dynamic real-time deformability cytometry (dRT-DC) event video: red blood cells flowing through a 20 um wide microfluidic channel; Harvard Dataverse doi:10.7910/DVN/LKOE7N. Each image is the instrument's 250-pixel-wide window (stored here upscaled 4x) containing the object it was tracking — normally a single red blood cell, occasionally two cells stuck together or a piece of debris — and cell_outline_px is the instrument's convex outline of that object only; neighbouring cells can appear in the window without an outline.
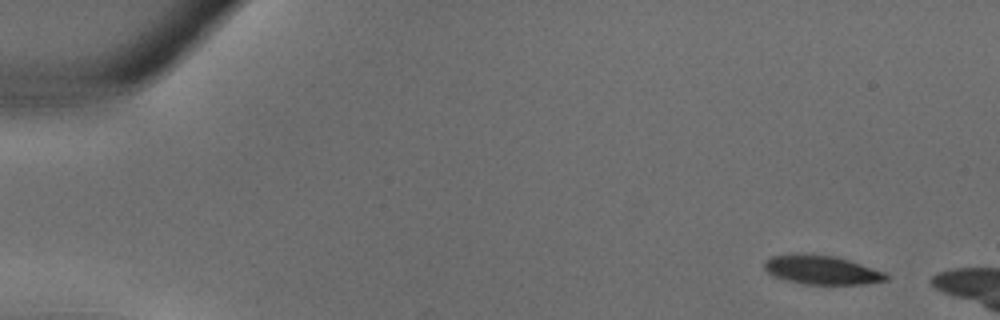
{"species": "common noctule bat (a hibernating species)", "species_latin": "Nyctalus noctula", "temperature_condition": "warm", "stored_images_in_passage": 7, "camera_frame_rate_fps": 3000, "um_per_image_px": 0.085, "animal": {"sex": "male", "body_mass_g": 18.8}, "frame": {"image": 1, "passage_image": 1, "time_ms": 0.0, "image_size_px": [1000, 320], "cell_outline_px": [[888, 280], [864, 284], [804, 284], [788, 280], [776, 276], [768, 272], [764, 268], [764, 260], [772, 256], [836, 256], [884, 272], [888, 276]], "centroid_in_image_um": [69.89, 22.98], "position_along_channel_um": 15.1, "area_um2": 19.59}}